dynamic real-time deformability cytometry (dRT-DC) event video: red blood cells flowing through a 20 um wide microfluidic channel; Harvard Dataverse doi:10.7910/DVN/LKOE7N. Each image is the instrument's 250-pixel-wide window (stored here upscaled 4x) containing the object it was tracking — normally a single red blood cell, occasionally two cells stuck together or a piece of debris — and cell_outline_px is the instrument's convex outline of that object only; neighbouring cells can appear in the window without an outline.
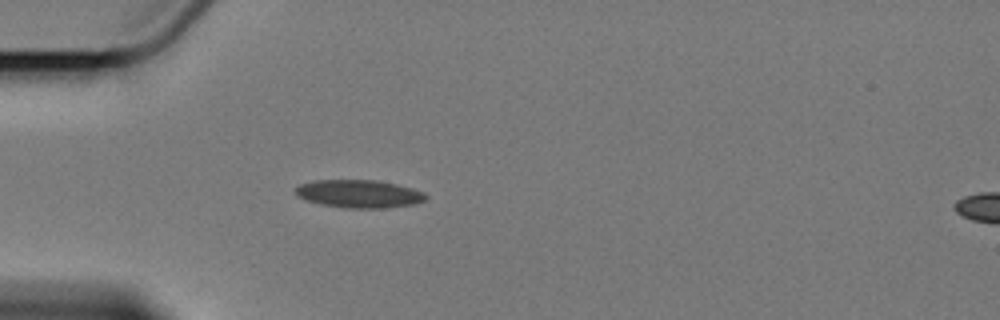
{"species": "Egyptian fruit bat (a non-hibernating species)", "species_latin": "Rousettus aegyptiacus", "temperature_condition": "cold", "stored_images_in_passage": 6, "camera_frame_rate_fps": 3000, "um_per_image_px": 0.085, "animal": {"sex": "female"}, "frame": {"image": 1, "passage_image": 5, "time_ms": 4.667, "image_size_px": [1000, 320], "cell_outline_px": [[428, 196], [424, 200], [416, 204], [384, 208], [344, 208], [320, 204], [296, 196], [292, 192], [300, 184], [312, 180], [376, 180], [396, 184], [412, 188], [424, 192]], "centroid_in_image_um": [30.5, 16.47], "position_along_channel_um": 54.5, "area_um2": 21.39}}